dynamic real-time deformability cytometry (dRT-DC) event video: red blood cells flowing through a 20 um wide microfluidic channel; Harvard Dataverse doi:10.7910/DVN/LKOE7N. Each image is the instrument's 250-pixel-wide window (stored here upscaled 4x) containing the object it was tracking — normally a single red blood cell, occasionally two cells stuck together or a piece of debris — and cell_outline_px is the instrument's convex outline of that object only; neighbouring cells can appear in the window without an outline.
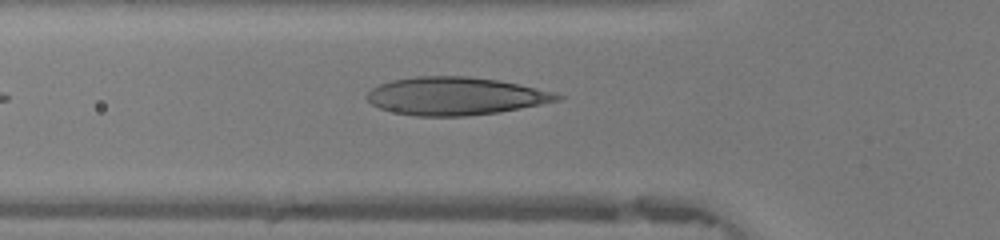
{"species": "human", "species_latin": "Homo sapiens", "temperature_condition": "warm", "stored_images_in_passage": 30, "camera_frame_rate_fps": 3000, "um_per_image_px": 0.085, "donor": {"sex": "female"}, "frame": {"image": 1, "passage_image": 2, "time_ms": 0.333, "image_size_px": [1000, 240], "cell_outline_px": [[564, 96], [560, 100], [500, 112], [464, 116], [416, 116], [396, 112], [380, 108], [372, 104], [364, 96], [372, 88], [380, 84], [392, 80], [416, 76], [468, 76], [500, 80], [556, 92]], "centroid_in_image_um": [38.72, 8.16], "position_along_channel_um": 87.1, "area_um2": 42.02}}
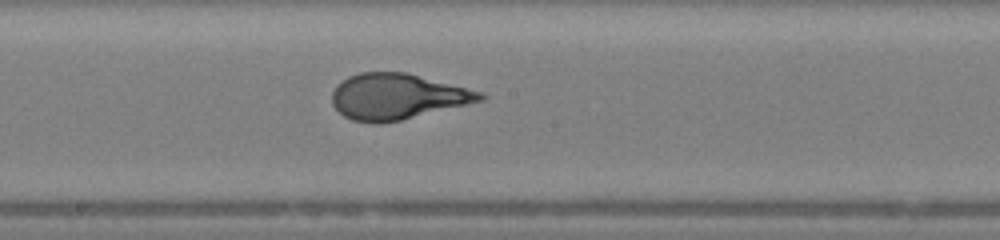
{"frame": {"image": 2, "passage_image": 11, "time_ms": 3.333, "image_size_px": [1000, 240], "cell_outline_px": [[488, 96], [484, 100], [400, 120], [380, 124], [376, 124], [352, 120], [344, 116], [332, 104], [332, 92], [336, 84], [348, 76], [360, 72], [404, 72], [480, 92]], "centroid_in_image_um": [33.7, 8.21], "position_along_channel_um": 214.5, "area_um2": 39.07}}
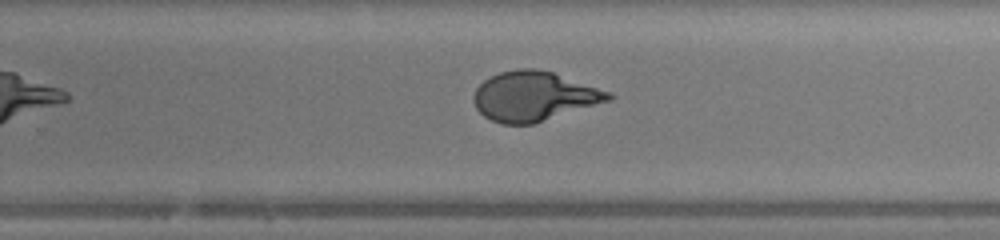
{"frame": {"image": 3, "passage_image": 16, "time_ms": 5.0, "image_size_px": [1000, 240], "cell_outline_px": [[616, 96], [612, 100], [532, 124], [500, 124], [484, 116], [476, 108], [472, 100], [476, 88], [484, 80], [500, 72], [516, 68], [536, 68], [552, 72], [612, 92]], "centroid_in_image_um": [45.4, 8.18], "position_along_channel_um": 284.4, "area_um2": 38.96}}